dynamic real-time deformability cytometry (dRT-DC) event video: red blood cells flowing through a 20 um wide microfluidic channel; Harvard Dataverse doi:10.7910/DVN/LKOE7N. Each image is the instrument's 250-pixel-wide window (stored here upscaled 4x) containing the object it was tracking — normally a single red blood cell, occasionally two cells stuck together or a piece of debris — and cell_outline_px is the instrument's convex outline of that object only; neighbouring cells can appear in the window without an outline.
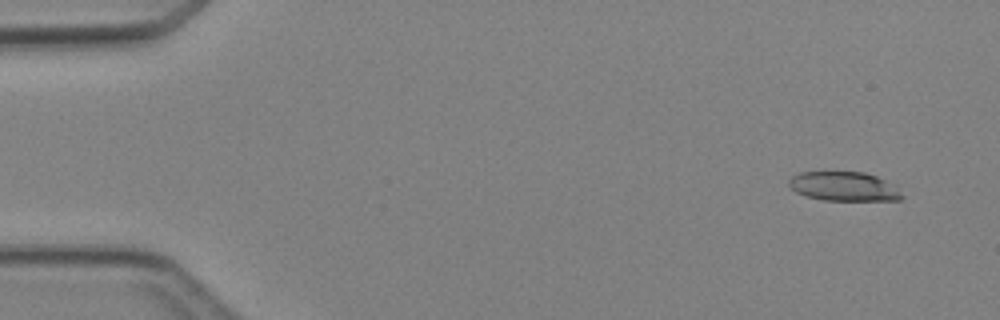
{"species": "Egyptian fruit bat (a non-hibernating species)", "species_latin": "Rousettus aegyptiacus", "temperature_condition": "cold", "stored_images_in_passage": 4, "camera_frame_rate_fps": 3000, "um_per_image_px": 0.085, "animal": {"sex": "female"}, "frame": {"image": 1, "passage_image": 1, "time_ms": 0.0, "image_size_px": [1000, 320], "cell_outline_px": [[904, 196], [900, 200], [824, 200], [804, 196], [796, 192], [788, 184], [788, 180], [792, 176], [800, 172], [864, 172], [876, 176], [896, 184]], "centroid_in_image_um": [71.77, 15.85], "position_along_channel_um": 13.2, "area_um2": 19.42}}
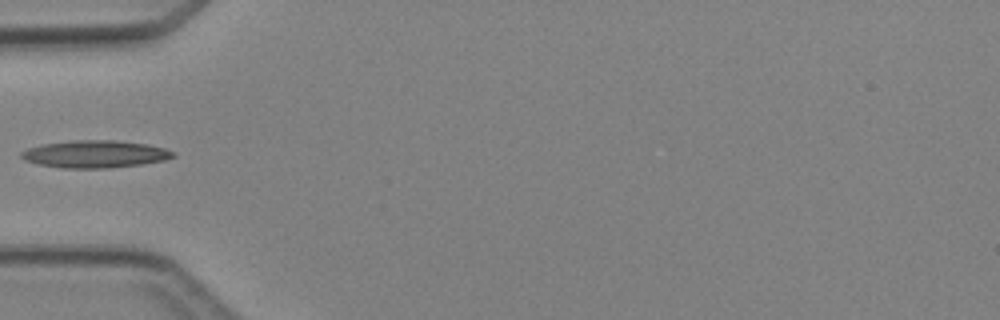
{"frame": {"image": 2, "passage_image": 4, "time_ms": 4.333, "image_size_px": [1000, 320], "cell_outline_px": [[176, 156], [164, 160], [140, 164], [108, 168], [60, 168], [40, 164], [24, 160], [20, 156], [20, 152], [28, 148], [40, 144], [72, 140], [112, 140], [148, 144], [164, 148], [176, 152]], "centroid_in_image_um": [8.06, 13.09], "position_along_channel_um": 76.9, "area_um2": 24.28}}